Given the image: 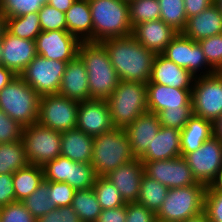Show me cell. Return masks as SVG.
<instances>
[{"mask_svg":"<svg viewBox=\"0 0 222 222\" xmlns=\"http://www.w3.org/2000/svg\"><path fill=\"white\" fill-rule=\"evenodd\" d=\"M2 65L10 69L16 76L35 58V41L22 39L10 34L6 29L1 37Z\"/></svg>","mask_w":222,"mask_h":222,"instance_id":"cell-17","label":"cell"},{"mask_svg":"<svg viewBox=\"0 0 222 222\" xmlns=\"http://www.w3.org/2000/svg\"><path fill=\"white\" fill-rule=\"evenodd\" d=\"M206 188L198 182L191 186L170 188L156 214L157 221L182 222L203 213Z\"/></svg>","mask_w":222,"mask_h":222,"instance_id":"cell-7","label":"cell"},{"mask_svg":"<svg viewBox=\"0 0 222 222\" xmlns=\"http://www.w3.org/2000/svg\"><path fill=\"white\" fill-rule=\"evenodd\" d=\"M182 222H210L206 216V214L203 212L198 216H195L193 218H189L187 220H184Z\"/></svg>","mask_w":222,"mask_h":222,"instance_id":"cell-57","label":"cell"},{"mask_svg":"<svg viewBox=\"0 0 222 222\" xmlns=\"http://www.w3.org/2000/svg\"><path fill=\"white\" fill-rule=\"evenodd\" d=\"M214 135V123L193 115L181 130V156L195 151Z\"/></svg>","mask_w":222,"mask_h":222,"instance_id":"cell-28","label":"cell"},{"mask_svg":"<svg viewBox=\"0 0 222 222\" xmlns=\"http://www.w3.org/2000/svg\"><path fill=\"white\" fill-rule=\"evenodd\" d=\"M204 213L210 222H222V192L205 191Z\"/></svg>","mask_w":222,"mask_h":222,"instance_id":"cell-47","label":"cell"},{"mask_svg":"<svg viewBox=\"0 0 222 222\" xmlns=\"http://www.w3.org/2000/svg\"><path fill=\"white\" fill-rule=\"evenodd\" d=\"M161 127L158 114L151 112L140 115L124 130L127 132L135 158H140Z\"/></svg>","mask_w":222,"mask_h":222,"instance_id":"cell-23","label":"cell"},{"mask_svg":"<svg viewBox=\"0 0 222 222\" xmlns=\"http://www.w3.org/2000/svg\"><path fill=\"white\" fill-rule=\"evenodd\" d=\"M148 112L158 114L165 109L192 106V89H179L166 85L146 83Z\"/></svg>","mask_w":222,"mask_h":222,"instance_id":"cell-19","label":"cell"},{"mask_svg":"<svg viewBox=\"0 0 222 222\" xmlns=\"http://www.w3.org/2000/svg\"><path fill=\"white\" fill-rule=\"evenodd\" d=\"M93 23V42L132 35L129 2L125 0H88Z\"/></svg>","mask_w":222,"mask_h":222,"instance_id":"cell-3","label":"cell"},{"mask_svg":"<svg viewBox=\"0 0 222 222\" xmlns=\"http://www.w3.org/2000/svg\"><path fill=\"white\" fill-rule=\"evenodd\" d=\"M218 73H219L220 75H222V68L218 71Z\"/></svg>","mask_w":222,"mask_h":222,"instance_id":"cell-62","label":"cell"},{"mask_svg":"<svg viewBox=\"0 0 222 222\" xmlns=\"http://www.w3.org/2000/svg\"><path fill=\"white\" fill-rule=\"evenodd\" d=\"M78 56L86 66L91 98L107 100L120 79L105 47L100 42H81Z\"/></svg>","mask_w":222,"mask_h":222,"instance_id":"cell-2","label":"cell"},{"mask_svg":"<svg viewBox=\"0 0 222 222\" xmlns=\"http://www.w3.org/2000/svg\"><path fill=\"white\" fill-rule=\"evenodd\" d=\"M193 116L192 106L165 109L158 113L160 124L163 127L182 130L188 120Z\"/></svg>","mask_w":222,"mask_h":222,"instance_id":"cell-40","label":"cell"},{"mask_svg":"<svg viewBox=\"0 0 222 222\" xmlns=\"http://www.w3.org/2000/svg\"><path fill=\"white\" fill-rule=\"evenodd\" d=\"M40 96L17 75L0 91V109L21 126L37 122Z\"/></svg>","mask_w":222,"mask_h":222,"instance_id":"cell-6","label":"cell"},{"mask_svg":"<svg viewBox=\"0 0 222 222\" xmlns=\"http://www.w3.org/2000/svg\"><path fill=\"white\" fill-rule=\"evenodd\" d=\"M40 28L42 31L61 30L67 31L65 13L45 4L38 11Z\"/></svg>","mask_w":222,"mask_h":222,"instance_id":"cell-43","label":"cell"},{"mask_svg":"<svg viewBox=\"0 0 222 222\" xmlns=\"http://www.w3.org/2000/svg\"><path fill=\"white\" fill-rule=\"evenodd\" d=\"M133 159L135 157L124 129L113 128L94 137L91 164L97 176H105Z\"/></svg>","mask_w":222,"mask_h":222,"instance_id":"cell-4","label":"cell"},{"mask_svg":"<svg viewBox=\"0 0 222 222\" xmlns=\"http://www.w3.org/2000/svg\"><path fill=\"white\" fill-rule=\"evenodd\" d=\"M0 222H36L21 201H15L0 207Z\"/></svg>","mask_w":222,"mask_h":222,"instance_id":"cell-44","label":"cell"},{"mask_svg":"<svg viewBox=\"0 0 222 222\" xmlns=\"http://www.w3.org/2000/svg\"><path fill=\"white\" fill-rule=\"evenodd\" d=\"M6 29V18L3 16V14L0 12V38L3 35V32Z\"/></svg>","mask_w":222,"mask_h":222,"instance_id":"cell-58","label":"cell"},{"mask_svg":"<svg viewBox=\"0 0 222 222\" xmlns=\"http://www.w3.org/2000/svg\"><path fill=\"white\" fill-rule=\"evenodd\" d=\"M181 130L161 126L146 152L139 158L142 162L167 160L181 156Z\"/></svg>","mask_w":222,"mask_h":222,"instance_id":"cell-24","label":"cell"},{"mask_svg":"<svg viewBox=\"0 0 222 222\" xmlns=\"http://www.w3.org/2000/svg\"><path fill=\"white\" fill-rule=\"evenodd\" d=\"M76 128L93 137L112 130L114 126L107 100L79 102Z\"/></svg>","mask_w":222,"mask_h":222,"instance_id":"cell-16","label":"cell"},{"mask_svg":"<svg viewBox=\"0 0 222 222\" xmlns=\"http://www.w3.org/2000/svg\"><path fill=\"white\" fill-rule=\"evenodd\" d=\"M160 19L175 31L181 33L187 23L184 0H158Z\"/></svg>","mask_w":222,"mask_h":222,"instance_id":"cell-34","label":"cell"},{"mask_svg":"<svg viewBox=\"0 0 222 222\" xmlns=\"http://www.w3.org/2000/svg\"><path fill=\"white\" fill-rule=\"evenodd\" d=\"M95 222H126V204L102 210Z\"/></svg>","mask_w":222,"mask_h":222,"instance_id":"cell-51","label":"cell"},{"mask_svg":"<svg viewBox=\"0 0 222 222\" xmlns=\"http://www.w3.org/2000/svg\"><path fill=\"white\" fill-rule=\"evenodd\" d=\"M44 182V172L41 166L28 164L13 173L15 201H23Z\"/></svg>","mask_w":222,"mask_h":222,"instance_id":"cell-29","label":"cell"},{"mask_svg":"<svg viewBox=\"0 0 222 222\" xmlns=\"http://www.w3.org/2000/svg\"><path fill=\"white\" fill-rule=\"evenodd\" d=\"M181 33L196 42L220 35L222 34V14L213 3L201 13L187 19L186 26Z\"/></svg>","mask_w":222,"mask_h":222,"instance_id":"cell-25","label":"cell"},{"mask_svg":"<svg viewBox=\"0 0 222 222\" xmlns=\"http://www.w3.org/2000/svg\"><path fill=\"white\" fill-rule=\"evenodd\" d=\"M2 54H3V51H2V43H1V38H0V65L2 64Z\"/></svg>","mask_w":222,"mask_h":222,"instance_id":"cell-60","label":"cell"},{"mask_svg":"<svg viewBox=\"0 0 222 222\" xmlns=\"http://www.w3.org/2000/svg\"><path fill=\"white\" fill-rule=\"evenodd\" d=\"M6 30L19 38L34 40L42 31L39 13H29L23 16L6 18Z\"/></svg>","mask_w":222,"mask_h":222,"instance_id":"cell-33","label":"cell"},{"mask_svg":"<svg viewBox=\"0 0 222 222\" xmlns=\"http://www.w3.org/2000/svg\"><path fill=\"white\" fill-rule=\"evenodd\" d=\"M214 3V0H184L187 19L196 16Z\"/></svg>","mask_w":222,"mask_h":222,"instance_id":"cell-52","label":"cell"},{"mask_svg":"<svg viewBox=\"0 0 222 222\" xmlns=\"http://www.w3.org/2000/svg\"><path fill=\"white\" fill-rule=\"evenodd\" d=\"M93 191L102 210L125 205L118 189L105 176H97Z\"/></svg>","mask_w":222,"mask_h":222,"instance_id":"cell-37","label":"cell"},{"mask_svg":"<svg viewBox=\"0 0 222 222\" xmlns=\"http://www.w3.org/2000/svg\"><path fill=\"white\" fill-rule=\"evenodd\" d=\"M143 175V163L135 158L110 171L105 177L118 189L125 203H132L138 199Z\"/></svg>","mask_w":222,"mask_h":222,"instance_id":"cell-18","label":"cell"},{"mask_svg":"<svg viewBox=\"0 0 222 222\" xmlns=\"http://www.w3.org/2000/svg\"><path fill=\"white\" fill-rule=\"evenodd\" d=\"M144 174L170 188L197 183L184 157L142 162Z\"/></svg>","mask_w":222,"mask_h":222,"instance_id":"cell-14","label":"cell"},{"mask_svg":"<svg viewBox=\"0 0 222 222\" xmlns=\"http://www.w3.org/2000/svg\"><path fill=\"white\" fill-rule=\"evenodd\" d=\"M177 34V31L161 19L140 23L132 30V36L155 54H162Z\"/></svg>","mask_w":222,"mask_h":222,"instance_id":"cell-20","label":"cell"},{"mask_svg":"<svg viewBox=\"0 0 222 222\" xmlns=\"http://www.w3.org/2000/svg\"><path fill=\"white\" fill-rule=\"evenodd\" d=\"M44 181L66 182L71 180L72 160L58 156L47 162L43 167Z\"/></svg>","mask_w":222,"mask_h":222,"instance_id":"cell-38","label":"cell"},{"mask_svg":"<svg viewBox=\"0 0 222 222\" xmlns=\"http://www.w3.org/2000/svg\"><path fill=\"white\" fill-rule=\"evenodd\" d=\"M58 94L78 102L92 99L86 66L79 56L67 63Z\"/></svg>","mask_w":222,"mask_h":222,"instance_id":"cell-22","label":"cell"},{"mask_svg":"<svg viewBox=\"0 0 222 222\" xmlns=\"http://www.w3.org/2000/svg\"><path fill=\"white\" fill-rule=\"evenodd\" d=\"M214 135L222 143V115L214 122Z\"/></svg>","mask_w":222,"mask_h":222,"instance_id":"cell-56","label":"cell"},{"mask_svg":"<svg viewBox=\"0 0 222 222\" xmlns=\"http://www.w3.org/2000/svg\"><path fill=\"white\" fill-rule=\"evenodd\" d=\"M108 52L120 80L148 83L156 54L141 45L132 35L100 42Z\"/></svg>","mask_w":222,"mask_h":222,"instance_id":"cell-1","label":"cell"},{"mask_svg":"<svg viewBox=\"0 0 222 222\" xmlns=\"http://www.w3.org/2000/svg\"><path fill=\"white\" fill-rule=\"evenodd\" d=\"M214 4L216 5L220 13L222 14V0H214Z\"/></svg>","mask_w":222,"mask_h":222,"instance_id":"cell-59","label":"cell"},{"mask_svg":"<svg viewBox=\"0 0 222 222\" xmlns=\"http://www.w3.org/2000/svg\"><path fill=\"white\" fill-rule=\"evenodd\" d=\"M168 191L167 186L144 174L136 203L146 206L150 211L157 214Z\"/></svg>","mask_w":222,"mask_h":222,"instance_id":"cell-31","label":"cell"},{"mask_svg":"<svg viewBox=\"0 0 222 222\" xmlns=\"http://www.w3.org/2000/svg\"><path fill=\"white\" fill-rule=\"evenodd\" d=\"M156 214L136 202L126 203V222H156Z\"/></svg>","mask_w":222,"mask_h":222,"instance_id":"cell-49","label":"cell"},{"mask_svg":"<svg viewBox=\"0 0 222 222\" xmlns=\"http://www.w3.org/2000/svg\"><path fill=\"white\" fill-rule=\"evenodd\" d=\"M23 126L0 109V143H12L22 139Z\"/></svg>","mask_w":222,"mask_h":222,"instance_id":"cell-46","label":"cell"},{"mask_svg":"<svg viewBox=\"0 0 222 222\" xmlns=\"http://www.w3.org/2000/svg\"><path fill=\"white\" fill-rule=\"evenodd\" d=\"M193 177L208 187L222 167V143L213 135L202 146L184 156Z\"/></svg>","mask_w":222,"mask_h":222,"instance_id":"cell-13","label":"cell"},{"mask_svg":"<svg viewBox=\"0 0 222 222\" xmlns=\"http://www.w3.org/2000/svg\"><path fill=\"white\" fill-rule=\"evenodd\" d=\"M67 62L36 55L19 75L39 96L58 94Z\"/></svg>","mask_w":222,"mask_h":222,"instance_id":"cell-11","label":"cell"},{"mask_svg":"<svg viewBox=\"0 0 222 222\" xmlns=\"http://www.w3.org/2000/svg\"><path fill=\"white\" fill-rule=\"evenodd\" d=\"M75 189L66 182L49 181V199L54 202L56 208L70 206Z\"/></svg>","mask_w":222,"mask_h":222,"instance_id":"cell-45","label":"cell"},{"mask_svg":"<svg viewBox=\"0 0 222 222\" xmlns=\"http://www.w3.org/2000/svg\"><path fill=\"white\" fill-rule=\"evenodd\" d=\"M28 164L22 139L12 143H0V174H13Z\"/></svg>","mask_w":222,"mask_h":222,"instance_id":"cell-30","label":"cell"},{"mask_svg":"<svg viewBox=\"0 0 222 222\" xmlns=\"http://www.w3.org/2000/svg\"><path fill=\"white\" fill-rule=\"evenodd\" d=\"M15 202L13 174H0V207Z\"/></svg>","mask_w":222,"mask_h":222,"instance_id":"cell-50","label":"cell"},{"mask_svg":"<svg viewBox=\"0 0 222 222\" xmlns=\"http://www.w3.org/2000/svg\"><path fill=\"white\" fill-rule=\"evenodd\" d=\"M194 79L195 77L186 69L178 66L163 54H156L148 83L179 89H192Z\"/></svg>","mask_w":222,"mask_h":222,"instance_id":"cell-21","label":"cell"},{"mask_svg":"<svg viewBox=\"0 0 222 222\" xmlns=\"http://www.w3.org/2000/svg\"><path fill=\"white\" fill-rule=\"evenodd\" d=\"M97 175L91 163H80L72 161L71 180L67 183L75 190L93 188Z\"/></svg>","mask_w":222,"mask_h":222,"instance_id":"cell-39","label":"cell"},{"mask_svg":"<svg viewBox=\"0 0 222 222\" xmlns=\"http://www.w3.org/2000/svg\"><path fill=\"white\" fill-rule=\"evenodd\" d=\"M79 102L51 94L40 96L37 123L63 132L76 128Z\"/></svg>","mask_w":222,"mask_h":222,"instance_id":"cell-9","label":"cell"},{"mask_svg":"<svg viewBox=\"0 0 222 222\" xmlns=\"http://www.w3.org/2000/svg\"><path fill=\"white\" fill-rule=\"evenodd\" d=\"M71 206L82 222H95L102 212L93 188L76 190Z\"/></svg>","mask_w":222,"mask_h":222,"instance_id":"cell-32","label":"cell"},{"mask_svg":"<svg viewBox=\"0 0 222 222\" xmlns=\"http://www.w3.org/2000/svg\"><path fill=\"white\" fill-rule=\"evenodd\" d=\"M178 66L189 71L194 77L208 76L216 71L208 64L198 42L178 33L162 53Z\"/></svg>","mask_w":222,"mask_h":222,"instance_id":"cell-12","label":"cell"},{"mask_svg":"<svg viewBox=\"0 0 222 222\" xmlns=\"http://www.w3.org/2000/svg\"><path fill=\"white\" fill-rule=\"evenodd\" d=\"M42 6L38 0H0V12L5 18L38 12Z\"/></svg>","mask_w":222,"mask_h":222,"instance_id":"cell-41","label":"cell"},{"mask_svg":"<svg viewBox=\"0 0 222 222\" xmlns=\"http://www.w3.org/2000/svg\"><path fill=\"white\" fill-rule=\"evenodd\" d=\"M16 75L10 70L4 67L2 64L0 65V91L7 86Z\"/></svg>","mask_w":222,"mask_h":222,"instance_id":"cell-53","label":"cell"},{"mask_svg":"<svg viewBox=\"0 0 222 222\" xmlns=\"http://www.w3.org/2000/svg\"><path fill=\"white\" fill-rule=\"evenodd\" d=\"M107 102L114 128L125 129L148 112L146 83L120 80Z\"/></svg>","mask_w":222,"mask_h":222,"instance_id":"cell-5","label":"cell"},{"mask_svg":"<svg viewBox=\"0 0 222 222\" xmlns=\"http://www.w3.org/2000/svg\"><path fill=\"white\" fill-rule=\"evenodd\" d=\"M160 4L158 0H130L129 19L132 27L160 19Z\"/></svg>","mask_w":222,"mask_h":222,"instance_id":"cell-36","label":"cell"},{"mask_svg":"<svg viewBox=\"0 0 222 222\" xmlns=\"http://www.w3.org/2000/svg\"><path fill=\"white\" fill-rule=\"evenodd\" d=\"M67 31L81 42H93V23L88 0H76L65 13Z\"/></svg>","mask_w":222,"mask_h":222,"instance_id":"cell-27","label":"cell"},{"mask_svg":"<svg viewBox=\"0 0 222 222\" xmlns=\"http://www.w3.org/2000/svg\"><path fill=\"white\" fill-rule=\"evenodd\" d=\"M48 193L49 181H44L31 195L22 201L25 208L30 211L35 219L56 209L54 202L49 199Z\"/></svg>","mask_w":222,"mask_h":222,"instance_id":"cell-35","label":"cell"},{"mask_svg":"<svg viewBox=\"0 0 222 222\" xmlns=\"http://www.w3.org/2000/svg\"><path fill=\"white\" fill-rule=\"evenodd\" d=\"M36 222H82L72 206L59 207L36 219Z\"/></svg>","mask_w":222,"mask_h":222,"instance_id":"cell-48","label":"cell"},{"mask_svg":"<svg viewBox=\"0 0 222 222\" xmlns=\"http://www.w3.org/2000/svg\"><path fill=\"white\" fill-rule=\"evenodd\" d=\"M193 115L215 122L222 115V75L195 77L191 90Z\"/></svg>","mask_w":222,"mask_h":222,"instance_id":"cell-10","label":"cell"},{"mask_svg":"<svg viewBox=\"0 0 222 222\" xmlns=\"http://www.w3.org/2000/svg\"><path fill=\"white\" fill-rule=\"evenodd\" d=\"M80 43L81 41L68 31H41L35 39L36 54L68 63L78 56Z\"/></svg>","mask_w":222,"mask_h":222,"instance_id":"cell-15","label":"cell"},{"mask_svg":"<svg viewBox=\"0 0 222 222\" xmlns=\"http://www.w3.org/2000/svg\"><path fill=\"white\" fill-rule=\"evenodd\" d=\"M42 5H45L48 3L49 0H38Z\"/></svg>","mask_w":222,"mask_h":222,"instance_id":"cell-61","label":"cell"},{"mask_svg":"<svg viewBox=\"0 0 222 222\" xmlns=\"http://www.w3.org/2000/svg\"><path fill=\"white\" fill-rule=\"evenodd\" d=\"M22 141L29 164L43 167L61 156V132L37 122L23 127Z\"/></svg>","mask_w":222,"mask_h":222,"instance_id":"cell-8","label":"cell"},{"mask_svg":"<svg viewBox=\"0 0 222 222\" xmlns=\"http://www.w3.org/2000/svg\"><path fill=\"white\" fill-rule=\"evenodd\" d=\"M75 1L76 0H49L47 4L63 13H66Z\"/></svg>","mask_w":222,"mask_h":222,"instance_id":"cell-54","label":"cell"},{"mask_svg":"<svg viewBox=\"0 0 222 222\" xmlns=\"http://www.w3.org/2000/svg\"><path fill=\"white\" fill-rule=\"evenodd\" d=\"M206 190H215V191L222 192V167L220 168V171L217 173L216 178L206 188Z\"/></svg>","mask_w":222,"mask_h":222,"instance_id":"cell-55","label":"cell"},{"mask_svg":"<svg viewBox=\"0 0 222 222\" xmlns=\"http://www.w3.org/2000/svg\"><path fill=\"white\" fill-rule=\"evenodd\" d=\"M94 137L77 128L61 132V156L74 162L91 163Z\"/></svg>","mask_w":222,"mask_h":222,"instance_id":"cell-26","label":"cell"},{"mask_svg":"<svg viewBox=\"0 0 222 222\" xmlns=\"http://www.w3.org/2000/svg\"><path fill=\"white\" fill-rule=\"evenodd\" d=\"M208 64L218 72L222 68V34L198 41Z\"/></svg>","mask_w":222,"mask_h":222,"instance_id":"cell-42","label":"cell"}]
</instances>
